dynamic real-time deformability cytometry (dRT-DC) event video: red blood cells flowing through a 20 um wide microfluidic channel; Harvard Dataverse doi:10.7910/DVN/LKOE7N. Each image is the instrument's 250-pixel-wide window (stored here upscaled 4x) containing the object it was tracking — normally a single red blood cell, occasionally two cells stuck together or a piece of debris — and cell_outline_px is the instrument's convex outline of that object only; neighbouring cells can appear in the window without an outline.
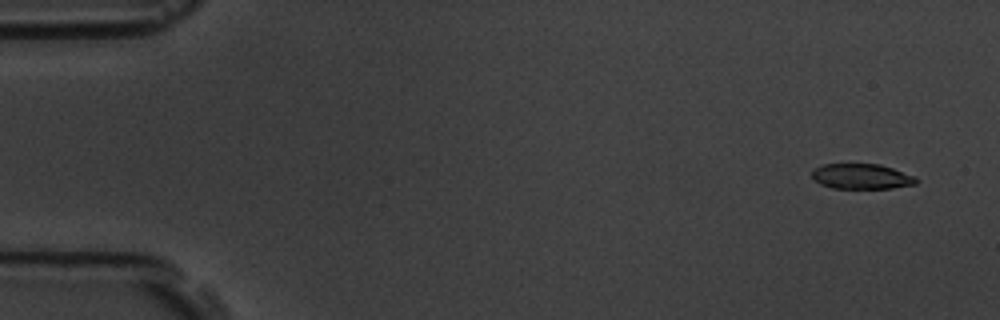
{"species": "common noctule bat (a hibernating species)", "species_latin": "Nyctalus noctula", "temperature_condition": "room temperature", "stored_images_in_passage": 4, "camera_frame_rate_fps": 3000, "um_per_image_px": 0.085, "animal": {"sex": "male", "body_mass_g": 19.5, "forearm_length_mm": 54.6}, "frame": {"image": 1, "passage_image": 1, "time_ms": 0.0, "image_size_px": [1000, 320], "cell_outline_px": [[920, 180], [916, 184], [892, 188], [832, 188], [820, 184], [812, 176], [812, 168], [824, 164], [880, 164], [916, 176]], "centroid_in_image_um": [73.25, 14.99], "position_along_channel_um": 11.7, "area_um2": 15.43}}